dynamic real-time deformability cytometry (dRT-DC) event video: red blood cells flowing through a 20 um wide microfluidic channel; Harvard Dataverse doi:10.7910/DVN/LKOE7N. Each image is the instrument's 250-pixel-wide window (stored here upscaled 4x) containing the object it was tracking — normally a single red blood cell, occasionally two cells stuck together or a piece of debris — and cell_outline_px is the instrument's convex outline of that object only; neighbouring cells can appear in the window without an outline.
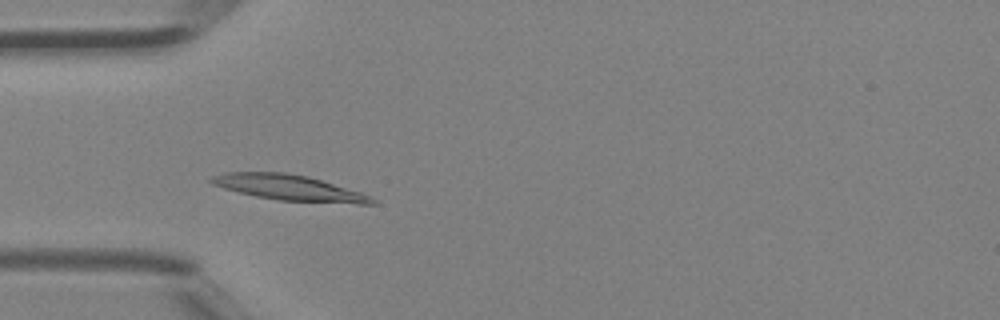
{"species": "Egyptian fruit bat (a non-hibernating species)", "species_latin": "Rousettus aegyptiacus", "temperature_condition": "room temperature", "stored_images_in_passage": 37, "camera_frame_rate_fps": 3000, "um_per_image_px": 0.085, "animal": {"sex": "female"}, "frame": {"image": 1, "passage_image": 5, "time_ms": 1.333, "image_size_px": [1000, 320], "cell_outline_px": [[376, 204], [356, 204], [280, 200], [256, 196], [224, 188], [212, 184], [208, 180], [212, 176], [224, 172], [284, 172], [308, 176], [360, 192], [372, 196], [376, 200]], "centroid_in_image_um": [24.59, 15.95], "position_along_channel_um": 60.4, "area_um2": 23.87}}
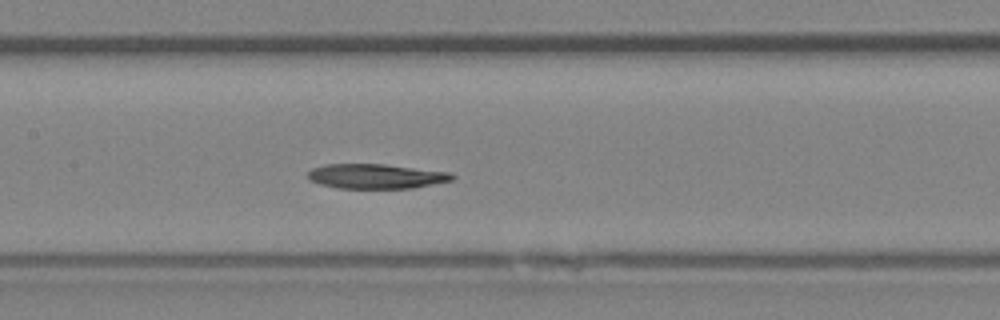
{"frame": {"image": 2, "passage_image": 13, "time_ms": 4.0, "image_size_px": [1000, 320], "cell_outline_px": [[456, 176], [452, 180], [412, 188], [336, 188], [320, 184], [308, 180], [308, 172], [312, 168], [324, 164], [384, 164], [448, 172]], "centroid_in_image_um": [31.91, 14.98], "position_along_channel_um": 175.5, "area_um2": 20.69}}
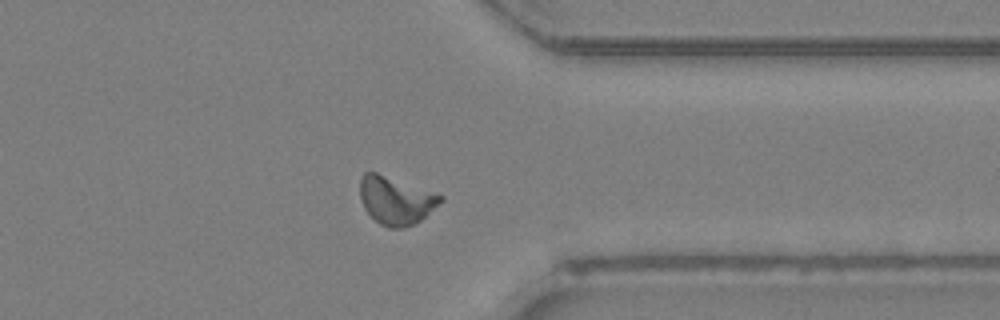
{"frame": {"image": 3, "passage_image": 27, "time_ms": 8.667, "image_size_px": [1000, 320], "cell_outline_px": [[444, 200], [420, 220], [404, 228], [388, 228], [380, 224], [364, 208], [360, 196], [360, 180], [364, 172], [376, 172], [444, 196]], "centroid_in_image_um": [33.64, 17.04], "position_along_channel_um": 377.8, "area_um2": 22.14}}